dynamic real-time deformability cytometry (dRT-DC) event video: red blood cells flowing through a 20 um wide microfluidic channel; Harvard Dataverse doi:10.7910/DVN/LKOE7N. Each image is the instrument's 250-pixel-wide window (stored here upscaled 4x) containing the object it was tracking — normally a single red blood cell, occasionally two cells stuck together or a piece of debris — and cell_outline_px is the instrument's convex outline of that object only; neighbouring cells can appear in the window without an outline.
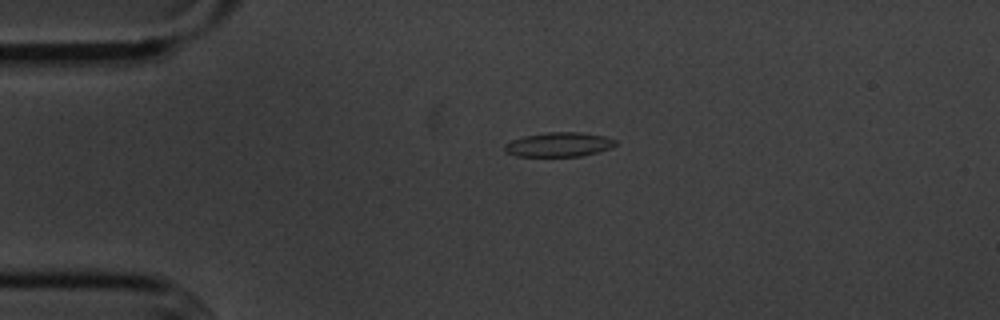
{"species": "common noctule bat (a hibernating species)", "species_latin": "Nyctalus noctula", "temperature_condition": "cold", "stored_images_in_passage": 5, "camera_frame_rate_fps": 3000, "um_per_image_px": 0.085, "animal": {"sex": "male", "body_mass_g": 20.1, "forearm_length_mm": 53.5}, "frame": {"image": 1, "passage_image": 5, "time_ms": 5.667, "image_size_px": [1000, 320], "cell_outline_px": [[616, 144], [612, 148], [580, 156], [516, 156], [504, 152], [504, 144], [512, 140], [524, 136], [548, 132], [580, 132], [604, 136], [616, 140]], "centroid_in_image_um": [47.48, 12.28], "position_along_channel_um": 37.5, "area_um2": 15.72}}